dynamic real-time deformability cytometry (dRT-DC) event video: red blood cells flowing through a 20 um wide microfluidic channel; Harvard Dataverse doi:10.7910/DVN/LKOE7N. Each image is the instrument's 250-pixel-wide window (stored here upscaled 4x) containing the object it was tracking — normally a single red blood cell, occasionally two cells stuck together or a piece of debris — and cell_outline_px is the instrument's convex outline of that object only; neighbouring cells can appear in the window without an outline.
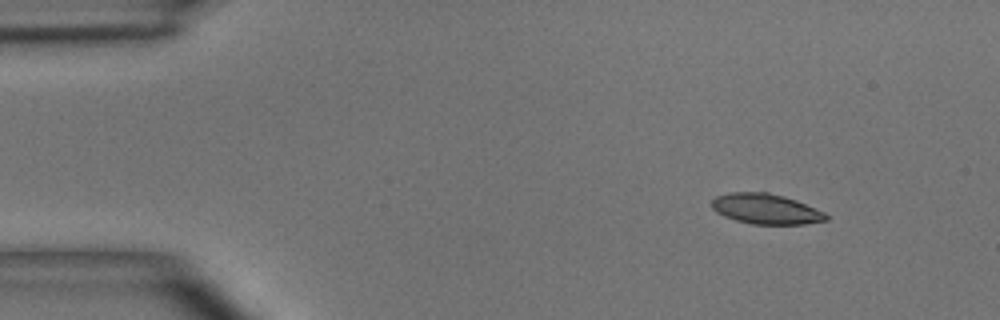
{"species": "common noctule bat (a hibernating species)", "species_latin": "Nyctalus noctula", "temperature_condition": "room temperature", "stored_images_in_passage": 3, "camera_frame_rate_fps": 3000, "um_per_image_px": 0.085, "animal": {"sex": "male", "body_mass_g": 15.6}, "frame": {"image": 1, "passage_image": 1, "time_ms": 0.0, "image_size_px": [1000, 320], "cell_outline_px": [[828, 220], [804, 224], [752, 224], [736, 220], [724, 216], [716, 212], [712, 208], [712, 200], [716, 196], [728, 192], [768, 192], [784, 196], [796, 200], [824, 212], [828, 216]], "centroid_in_image_um": [65.08, 17.75], "position_along_channel_um": 19.9, "area_um2": 20.17}}
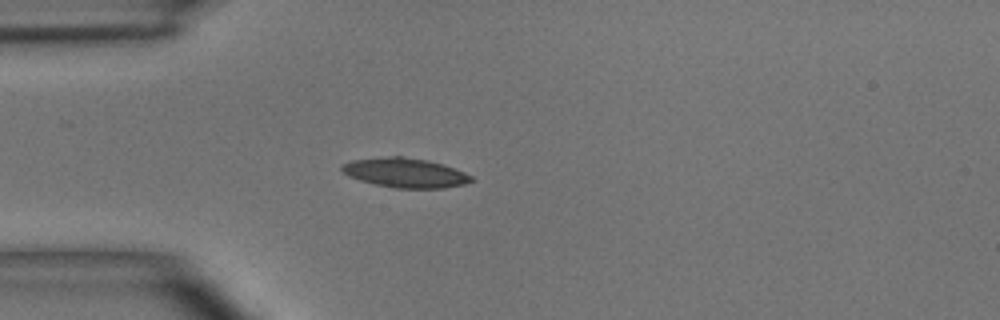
{"frame": {"image": 2, "passage_image": 3, "time_ms": 2.667, "image_size_px": [1000, 320], "cell_outline_px": [[476, 180], [464, 184], [444, 188], [396, 188], [376, 184], [360, 180], [348, 176], [340, 168], [344, 164], [352, 160], [392, 156], [400, 156], [428, 160], [464, 172], [472, 176]], "centroid_in_image_um": [34.46, 14.69], "position_along_channel_um": 50.5, "area_um2": 21.96}}